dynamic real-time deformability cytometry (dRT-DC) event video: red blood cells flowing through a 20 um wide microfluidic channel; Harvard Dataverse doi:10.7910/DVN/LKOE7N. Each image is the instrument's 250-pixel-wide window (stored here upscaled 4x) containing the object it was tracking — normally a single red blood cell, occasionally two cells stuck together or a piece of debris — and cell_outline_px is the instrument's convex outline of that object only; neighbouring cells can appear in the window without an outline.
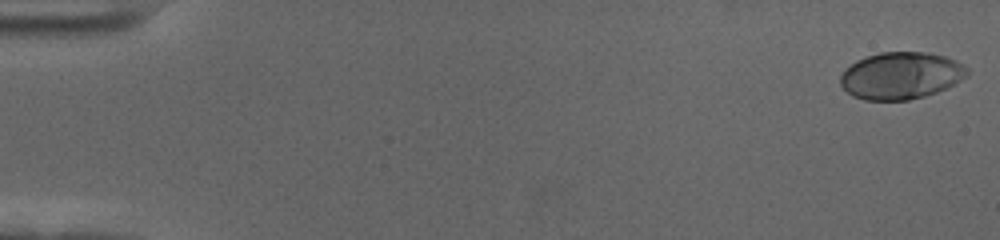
{"species": "human", "species_latin": "Homo sapiens", "temperature_condition": "cold", "stored_images_in_passage": 58, "camera_frame_rate_fps": 3000, "um_per_image_px": 0.085, "donor": {"sex": "female"}, "frame": {"image": 1, "passage_image": 1, "time_ms": 0.0, "image_size_px": [1000, 240], "cell_outline_px": [[968, 76], [956, 84], [936, 92], [924, 96], [908, 100], [864, 100], [852, 96], [840, 84], [840, 76], [856, 60], [880, 52], [924, 52], [944, 56], [956, 60], [964, 64], [968, 68]], "centroid_in_image_um": [76.62, 6.43], "position_along_channel_um": 8.4, "area_um2": 34.8}}
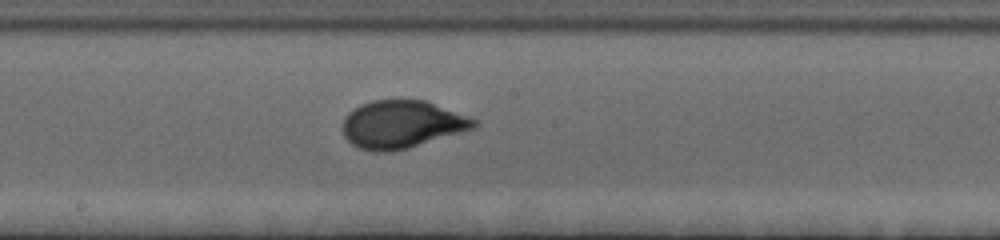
{"frame": {"image": 2, "passage_image": 32, "time_ms": 10.333, "image_size_px": [1000, 240], "cell_outline_px": [[480, 124], [476, 128], [408, 148], [392, 152], [372, 152], [360, 148], [352, 144], [344, 136], [344, 116], [348, 112], [360, 104], [372, 100], [424, 100], [476, 120]], "centroid_in_image_um": [34.14, 10.58], "position_along_channel_um": 214.1, "area_um2": 36.36}}
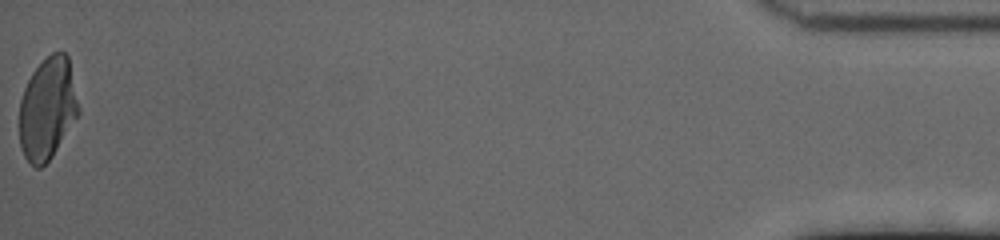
{"frame": {"image": 3, "passage_image": 58, "time_ms": 19.0, "image_size_px": [1000, 240], "cell_outline_px": [[80, 112], [52, 156], [40, 168], [36, 168], [24, 156], [20, 148], [20, 100], [24, 88], [32, 72], [52, 52], [64, 52], [68, 56], [80, 108]], "centroid_in_image_um": [4.04, 9.23], "position_along_channel_um": 431.2, "area_um2": 34.97}, "authors_computed_cell_mechanics": {"area_um2": 34.9979, "velocity_mm_per_s": 3.5357, "shape_relaxation_time_tau1_ms": 4.069, "shape_relaxation_time_tau2_ms": null, "deformation_change_tau1": 0.1796, "deformation_change_tau2": null}}